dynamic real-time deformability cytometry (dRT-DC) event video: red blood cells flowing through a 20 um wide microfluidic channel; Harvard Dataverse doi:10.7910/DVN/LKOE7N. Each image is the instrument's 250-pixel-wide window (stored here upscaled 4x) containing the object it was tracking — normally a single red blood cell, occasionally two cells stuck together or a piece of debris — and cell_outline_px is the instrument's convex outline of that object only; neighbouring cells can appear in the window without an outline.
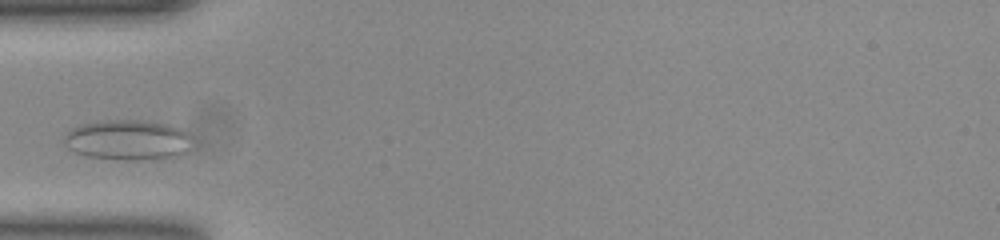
{"species": "common noctule bat (a hibernating species)", "species_latin": "Nyctalus noctula", "temperature_condition": "room temperature", "stored_images_in_passage": 31, "camera_frame_rate_fps": 3000, "um_per_image_px": 0.085, "animal": {"sex": "female", "body_mass_g": 23.0, "forearm_length_mm": 53.4}, "frame": {"image": 1, "passage_image": 1, "time_ms": 0.0, "image_size_px": [1000, 240], "cell_outline_px": [[192, 136], [180, 152], [172, 156], [156, 160], [124, 160], [88, 156], [76, 152], [68, 148], [64, 144], [64, 136], [72, 128], [84, 124], [104, 120], [144, 120], [168, 124], [180, 128], [188, 132]], "centroid_in_image_um": [10.81, 11.88], "position_along_channel_um": 74.2, "area_um2": 29.65}}
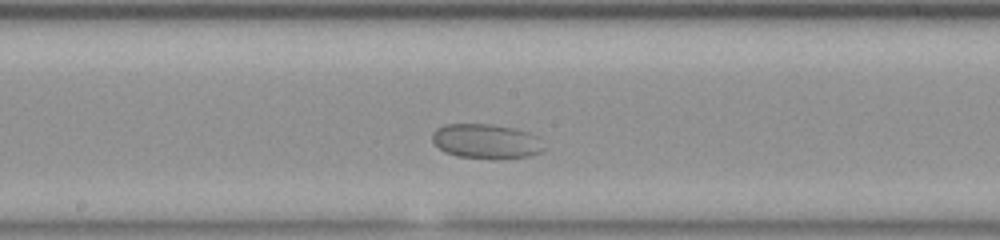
{"frame": {"image": 2, "passage_image": 12, "time_ms": 3.667, "image_size_px": [1000, 240], "cell_outline_px": [[548, 148], [540, 152], [528, 156], [456, 156], [444, 152], [432, 140], [432, 132], [436, 128], [444, 124], [492, 124], [512, 128], [528, 132], [536, 136]], "centroid_in_image_um": [41.3, 11.96], "position_along_channel_um": 206.9, "area_um2": 21.85}}
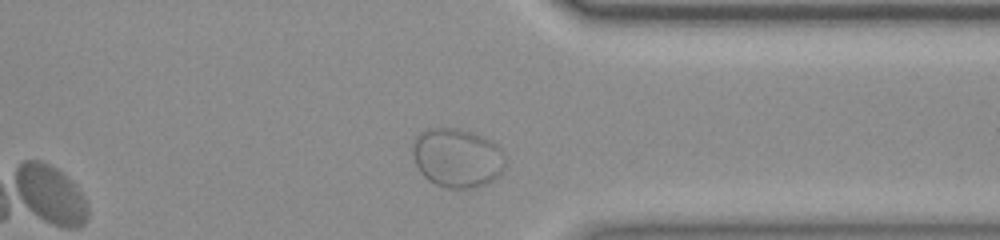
{"frame": {"image": 3, "passage_image": 26, "time_ms": 8.333, "image_size_px": [1000, 240], "cell_outline_px": [[504, 168], [500, 176], [476, 188], [448, 188], [436, 184], [428, 180], [420, 172], [412, 156], [412, 144], [416, 136], [420, 132], [428, 128], [460, 128], [484, 136], [496, 144], [500, 148], [504, 156]], "centroid_in_image_um": [38.84, 13.41], "position_along_channel_um": 372.6, "area_um2": 32.19}}